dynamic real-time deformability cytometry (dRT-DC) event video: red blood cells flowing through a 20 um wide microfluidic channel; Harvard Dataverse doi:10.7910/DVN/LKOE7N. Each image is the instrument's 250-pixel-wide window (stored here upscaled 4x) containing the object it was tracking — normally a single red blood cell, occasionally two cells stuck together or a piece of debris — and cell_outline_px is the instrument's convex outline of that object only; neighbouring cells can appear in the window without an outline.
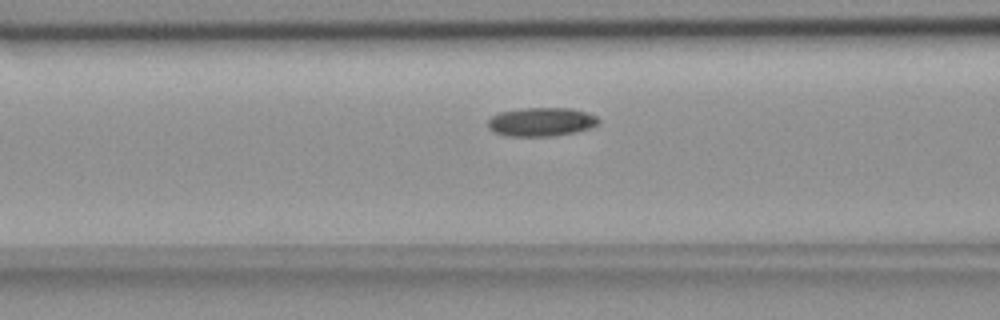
{"species": "common noctule bat (a hibernating species)", "species_latin": "Nyctalus noctula", "temperature_condition": "room temperature", "stored_images_in_passage": 46, "camera_frame_rate_fps": 3000, "um_per_image_px": 0.085, "animal": {"sex": "female", "body_mass_g": 18.4}, "frame": {"image": 1, "passage_image": 13, "time_ms": 4.0, "image_size_px": [1000, 320], "cell_outline_px": [[600, 124], [576, 132], [552, 136], [508, 136], [496, 132], [488, 128], [488, 120], [492, 116], [500, 112], [520, 108], [572, 108], [588, 112], [596, 116], [600, 120]], "centroid_in_image_um": [46.04, 10.35], "position_along_channel_um": 120.6, "area_um2": 18.61}}
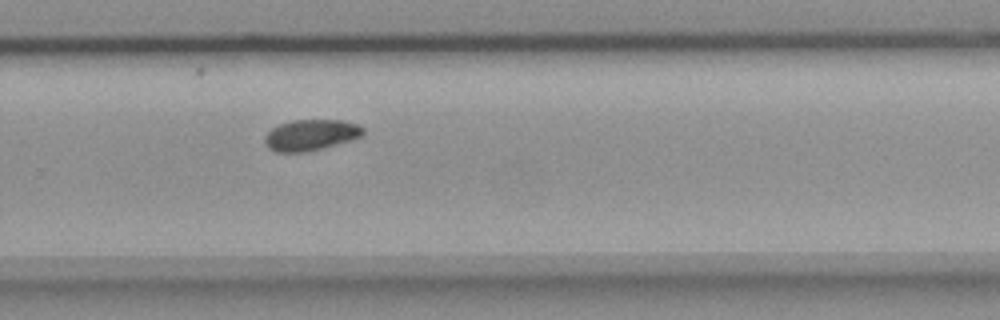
{"frame": {"image": 2, "passage_image": 28, "time_ms": 9.0, "image_size_px": [1000, 320], "cell_outline_px": [[364, 132], [360, 136], [348, 140], [320, 148], [304, 152], [276, 152], [268, 148], [264, 140], [264, 136], [272, 128], [280, 124], [292, 120], [344, 120], [356, 124], [364, 128]], "centroid_in_image_um": [26.37, 11.46], "position_along_channel_um": 303.4, "area_um2": 17.46}}
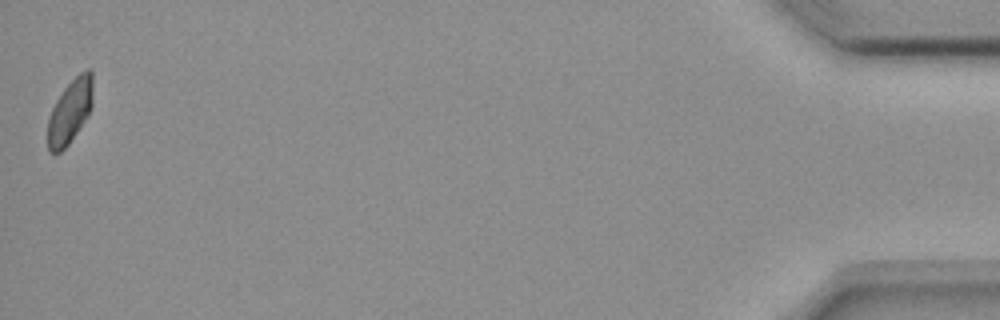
{"frame": {"image": 3, "passage_image": 46, "time_ms": 15.0, "image_size_px": [1000, 320], "cell_outline_px": [[92, 104], [84, 120], [68, 144], [60, 152], [48, 152], [48, 116], [56, 100], [64, 88], [80, 72], [88, 68], [92, 72]], "centroid_in_image_um": [5.93, 9.45], "position_along_channel_um": 429.3, "area_um2": 16.47}, "authors_computed_cell_mechanics": {"area_um2": 17.9469, "velocity_mm_per_s": 3.6674, "shape_relaxation_time_tau1_ms": 10.5088, "shape_relaxation_time_tau2_ms": 6.8464, "deformation_change_tau1": 0.1807, "deformation_change_tau2": 0.0647}}